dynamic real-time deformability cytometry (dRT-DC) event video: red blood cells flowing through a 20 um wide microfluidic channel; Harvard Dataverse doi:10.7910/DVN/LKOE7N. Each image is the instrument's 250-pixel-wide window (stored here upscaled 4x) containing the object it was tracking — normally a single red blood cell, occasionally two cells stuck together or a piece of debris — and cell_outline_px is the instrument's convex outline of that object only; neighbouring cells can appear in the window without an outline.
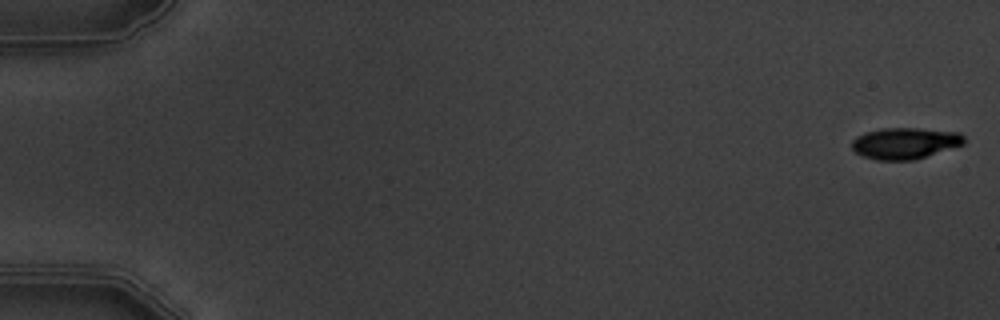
{"species": "common noctule bat (a hibernating species)", "species_latin": "Nyctalus noctula", "temperature_condition": "warm", "stored_images_in_passage": 5, "camera_frame_rate_fps": 3000, "um_per_image_px": 0.085, "animal": {"sex": "male", "body_mass_g": 19.5, "forearm_length_mm": 54.6}, "frame": {"image": 1, "passage_image": 1, "time_ms": 0.0, "image_size_px": [1000, 320], "cell_outline_px": [[964, 144], [916, 160], [876, 160], [864, 156], [856, 152], [852, 148], [852, 140], [856, 136], [880, 128], [916, 128], [960, 132], [964, 136]], "centroid_in_image_um": [76.94, 12.17], "position_along_channel_um": 8.1, "area_um2": 20.52}}
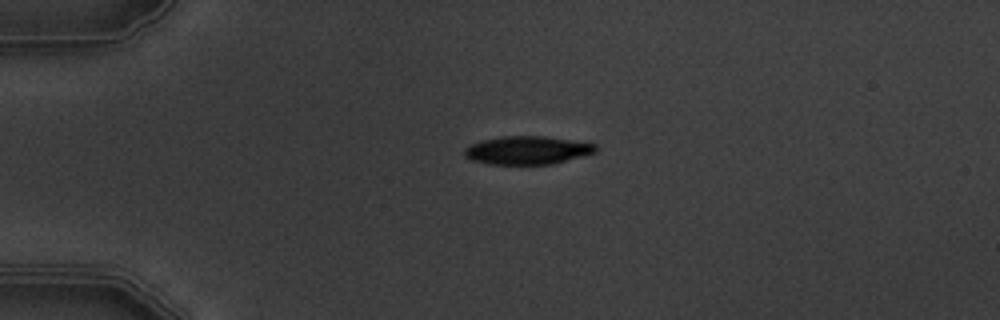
{"frame": {"image": 2, "passage_image": 4, "time_ms": 4.333, "image_size_px": [1000, 320], "cell_outline_px": [[596, 152], [584, 156], [552, 164], [488, 164], [472, 160], [464, 156], [464, 148], [468, 144], [480, 140], [504, 136], [544, 136], [596, 144]], "centroid_in_image_um": [44.78, 12.77], "position_along_channel_um": 40.2, "area_um2": 21.68}}